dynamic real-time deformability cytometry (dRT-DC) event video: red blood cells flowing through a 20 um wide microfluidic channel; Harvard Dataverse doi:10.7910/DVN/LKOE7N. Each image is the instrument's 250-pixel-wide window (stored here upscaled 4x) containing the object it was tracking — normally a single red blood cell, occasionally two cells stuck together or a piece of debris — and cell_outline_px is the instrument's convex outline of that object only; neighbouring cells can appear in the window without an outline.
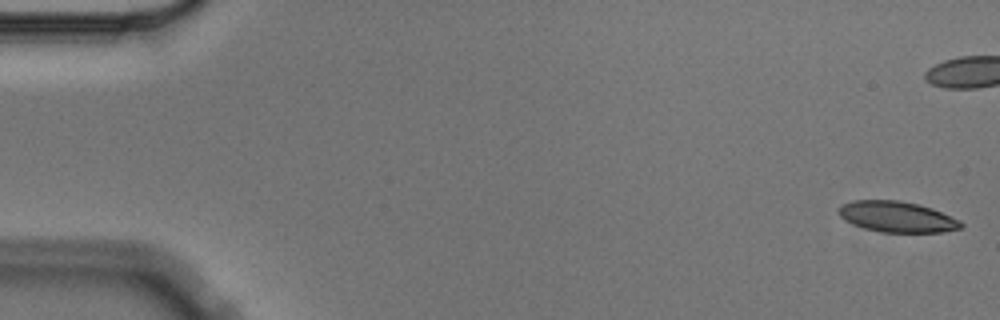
{"species": "Egyptian fruit bat (a non-hibernating species)", "species_latin": "Rousettus aegyptiacus", "temperature_condition": "cold", "stored_images_in_passage": 7, "camera_frame_rate_fps": 3000, "um_per_image_px": 0.085, "animal": {"sex": "male"}, "frame": {"image": 1, "passage_image": 1, "time_ms": 0.0, "image_size_px": [1000, 320], "cell_outline_px": [[964, 224], [960, 228], [944, 232], [880, 232], [864, 228], [852, 224], [844, 220], [836, 212], [836, 208], [840, 204], [852, 200], [900, 200], [932, 208], [960, 220]], "centroid_in_image_um": [76.18, 18.42], "position_along_channel_um": 8.8, "area_um2": 22.2}}
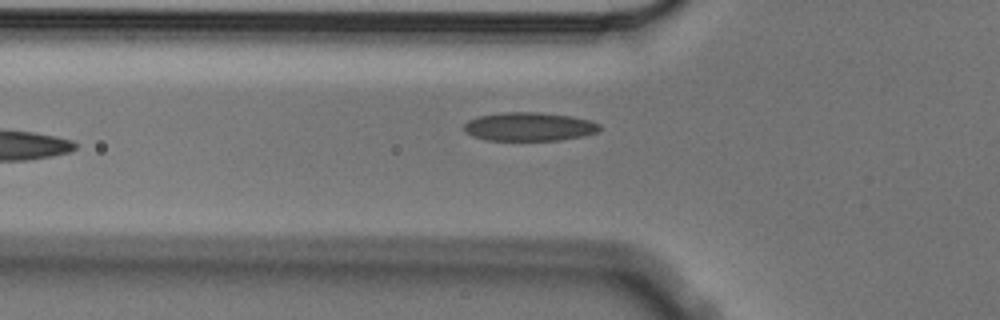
{"frame": {"image": 2, "passage_image": 7, "time_ms": 2.0, "image_size_px": [1000, 320], "cell_outline_px": [[600, 132], [584, 136], [556, 140], [484, 140], [472, 136], [464, 132], [464, 124], [468, 120], [480, 116], [504, 112], [540, 112], [572, 116], [592, 120], [600, 124]], "centroid_in_image_um": [45.01, 10.76], "position_along_channel_um": 80.8, "area_um2": 22.83}}